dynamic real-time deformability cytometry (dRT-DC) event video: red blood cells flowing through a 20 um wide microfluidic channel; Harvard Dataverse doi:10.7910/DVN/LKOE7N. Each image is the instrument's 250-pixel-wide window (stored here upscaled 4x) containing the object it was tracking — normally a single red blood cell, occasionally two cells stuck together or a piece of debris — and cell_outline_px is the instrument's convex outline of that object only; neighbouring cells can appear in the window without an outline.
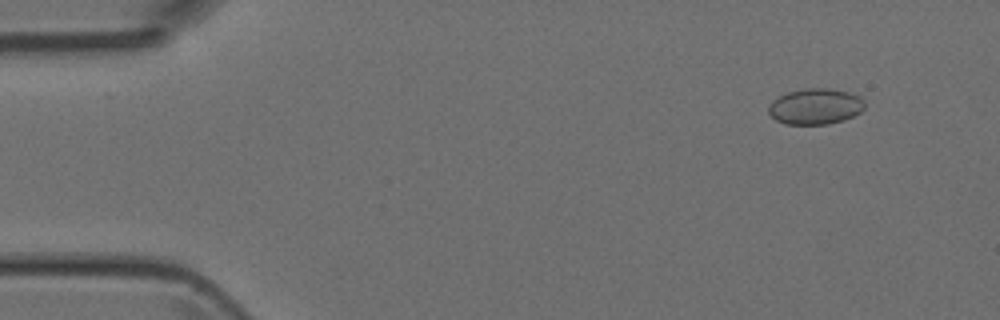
{"species": "Egyptian fruit bat (a non-hibernating species)", "species_latin": "Rousettus aegyptiacus", "temperature_condition": "room temperature", "stored_images_in_passage": 48, "camera_frame_rate_fps": 3000, "um_per_image_px": 0.085, "animal": {"sex": "female"}, "frame": {"image": 1, "passage_image": 3, "time_ms": 0.667, "image_size_px": [1000, 320], "cell_outline_px": [[864, 108], [860, 112], [844, 120], [828, 124], [784, 124], [776, 120], [768, 112], [768, 104], [772, 100], [788, 92], [808, 88], [828, 88], [848, 92], [860, 96], [864, 100]], "centroid_in_image_um": [69.3, 9.05], "position_along_channel_um": 15.7, "area_um2": 20.11}}
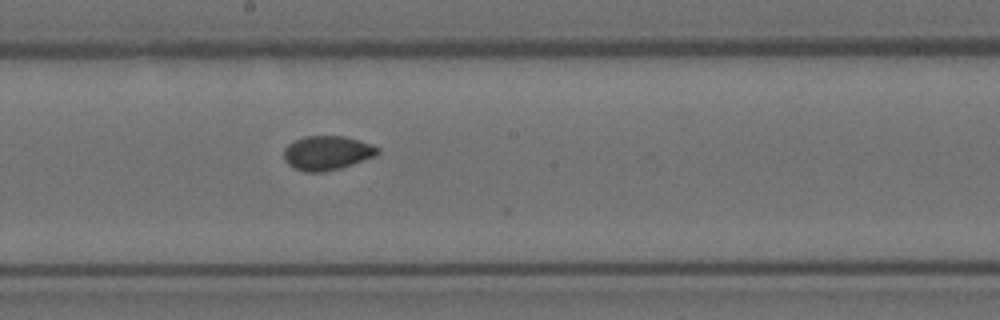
{"frame": {"image": 2, "passage_image": 25, "time_ms": 8.0, "image_size_px": [1000, 320], "cell_outline_px": [[380, 152], [376, 156], [340, 168], [324, 172], [304, 172], [288, 164], [284, 160], [284, 148], [288, 144], [304, 136], [344, 136], [360, 140], [380, 148]], "centroid_in_image_um": [27.81, 12.99], "position_along_channel_um": 220.4, "area_um2": 18.73}}
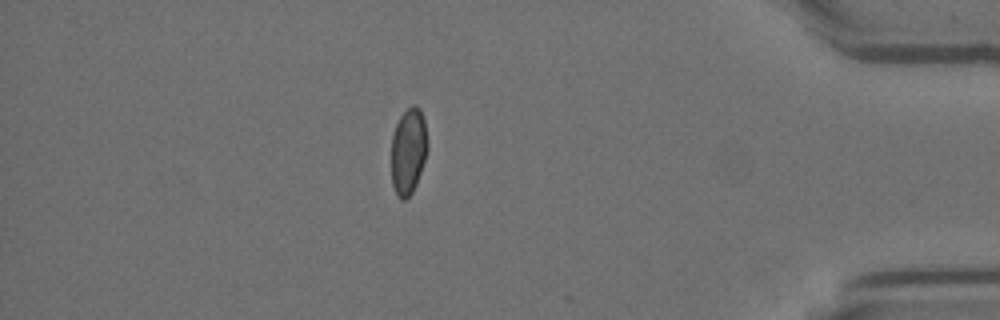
{"frame": {"image": 3, "passage_image": 41, "time_ms": 13.333, "image_size_px": [1000, 320], "cell_outline_px": [[428, 148], [416, 184], [412, 192], [404, 200], [400, 200], [392, 184], [392, 136], [396, 124], [400, 116], [412, 104], [416, 104], [420, 108], [424, 120], [428, 144]], "centroid_in_image_um": [34.71, 12.82], "position_along_channel_um": 400.5, "area_um2": 18.09}}